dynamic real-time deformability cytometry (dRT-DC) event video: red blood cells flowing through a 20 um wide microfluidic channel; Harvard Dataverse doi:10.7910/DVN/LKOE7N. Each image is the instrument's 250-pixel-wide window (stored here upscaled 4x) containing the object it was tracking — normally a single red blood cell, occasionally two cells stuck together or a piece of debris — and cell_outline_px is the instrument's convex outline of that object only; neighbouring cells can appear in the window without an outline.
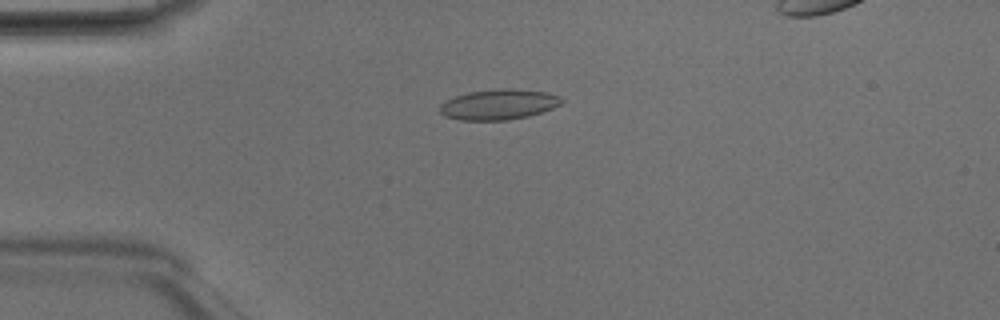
{"species": "Egyptian fruit bat (a non-hibernating species)", "species_latin": "Rousettus aegyptiacus", "temperature_condition": "room temperature", "stored_images_in_passage": 46, "camera_frame_rate_fps": 3000, "um_per_image_px": 0.085, "animal": {"sex": "male"}, "frame": {"image": 1, "passage_image": 12, "time_ms": 3.667, "image_size_px": [1000, 320], "cell_outline_px": [[564, 100], [560, 104], [552, 108], [528, 116], [508, 120], [460, 120], [444, 116], [440, 112], [440, 104], [456, 96], [468, 92], [500, 88], [504, 88], [544, 92], [560, 96]], "centroid_in_image_um": [42.37, 8.88], "position_along_channel_um": 42.6, "area_um2": 21.33}}
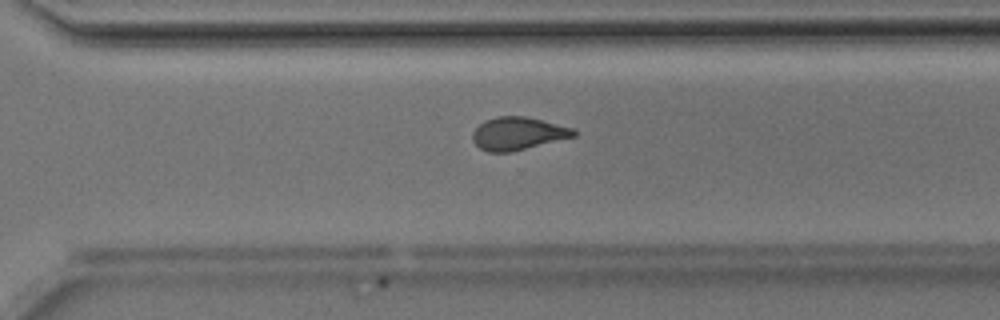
{"frame": {"image": 2, "passage_image": 34, "time_ms": 11.0, "image_size_px": [1000, 320], "cell_outline_px": [[576, 136], [512, 152], [488, 152], [480, 148], [472, 140], [472, 132], [484, 120], [496, 116], [528, 116], [572, 128], [576, 132]], "centroid_in_image_um": [44.0, 11.34], "position_along_channel_um": 326.6, "area_um2": 19.42}}
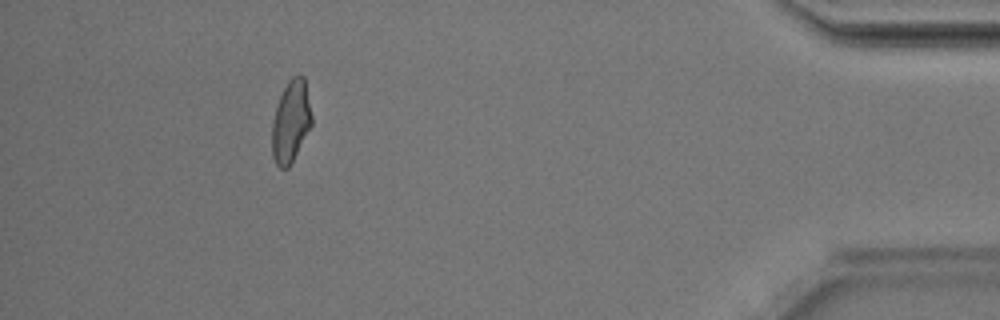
{"frame": {"image": 3, "passage_image": 44, "time_ms": 14.333, "image_size_px": [1000, 320], "cell_outline_px": [[312, 124], [288, 168], [280, 168], [276, 164], [272, 156], [272, 120], [280, 96], [288, 80], [292, 76], [304, 76], [312, 116]], "centroid_in_image_um": [24.71, 10.32], "position_along_channel_um": 410.5, "area_um2": 18.73}, "authors_computed_cell_mechanics": {"area_um2": 19.9699, "velocity_mm_per_s": 4.2066, "shape_relaxation_time_tau1_ms": 4.2686, "shape_relaxation_time_tau2_ms": 2.0537, "deformation_change_tau1": 0.1216, "deformation_change_tau2": 0.0812}}